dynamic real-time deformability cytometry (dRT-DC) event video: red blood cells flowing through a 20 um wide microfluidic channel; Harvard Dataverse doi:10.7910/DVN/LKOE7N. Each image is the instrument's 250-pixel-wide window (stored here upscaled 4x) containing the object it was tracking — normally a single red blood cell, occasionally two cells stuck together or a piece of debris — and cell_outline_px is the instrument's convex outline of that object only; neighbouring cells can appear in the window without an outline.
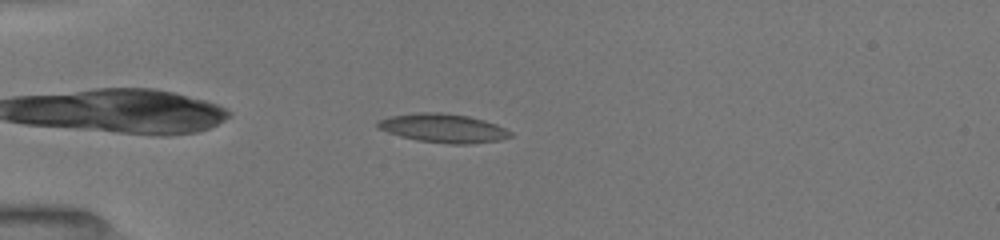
{"species": "common noctule bat (a hibernating species)", "species_latin": "Nyctalus noctula", "temperature_condition": "room temperature", "stored_images_in_passage": 57, "camera_frame_rate_fps": 3000, "um_per_image_px": 0.085, "animal": {"sex": "female", "body_mass_g": 19.5, "forearm_length_mm": 54.1}, "frame": {"image": 1, "passage_image": 5, "time_ms": 1.0, "image_size_px": [1000, 240], "cell_outline_px": [[512, 136], [500, 140], [468, 144], [448, 144], [416, 140], [400, 136], [388, 132], [380, 128], [376, 124], [380, 120], [392, 116], [416, 112], [440, 112], [468, 116], [484, 120], [496, 124], [512, 132]], "centroid_in_image_um": [37.7, 10.9], "position_along_channel_um": 47.3, "area_um2": 22.14}}
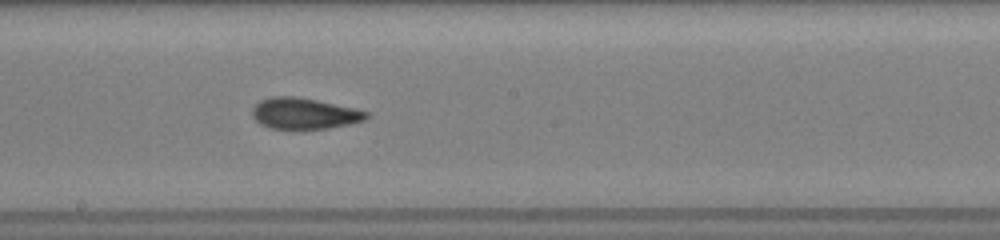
{"frame": {"image": 2, "passage_image": 26, "time_ms": 6.0, "image_size_px": [1000, 240], "cell_outline_px": [[368, 120], [328, 128], [272, 128], [260, 124], [252, 116], [252, 108], [260, 100], [272, 96], [296, 96], [356, 108], [368, 112]], "centroid_in_image_um": [25.87, 9.63], "position_along_channel_um": 222.3, "area_um2": 20.58}}
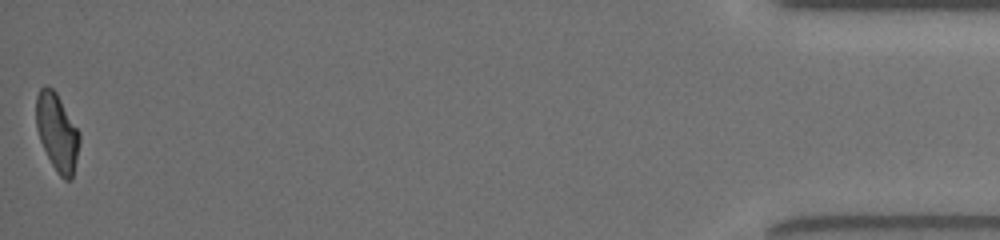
{"frame": {"image": 3, "passage_image": 57, "time_ms": 13.333, "image_size_px": [1000, 240], "cell_outline_px": [[80, 140], [72, 180], [64, 180], [56, 172], [40, 140], [36, 128], [36, 96], [40, 88], [44, 84], [48, 84], [56, 92], [80, 132]], "centroid_in_image_um": [4.85, 11.21], "position_along_channel_um": 430.4, "area_um2": 19.65}, "authors_computed_cell_mechanics": {"area_um2": 20.808, "velocity_mm_per_s": 4.0079, "shape_relaxation_time_tau1_ms": 5.6236, "shape_relaxation_time_tau2_ms": 1.5543, "deformation_change_tau1": 0.15, "deformation_change_tau2": 0.0763}}